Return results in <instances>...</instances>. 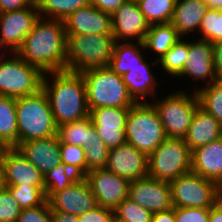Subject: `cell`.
<instances>
[{
	"instance_id": "6da1fadb",
	"label": "cell",
	"mask_w": 222,
	"mask_h": 222,
	"mask_svg": "<svg viewBox=\"0 0 222 222\" xmlns=\"http://www.w3.org/2000/svg\"><path fill=\"white\" fill-rule=\"evenodd\" d=\"M64 21L39 17L16 53L43 73L66 70Z\"/></svg>"
},
{
	"instance_id": "7a4b0ae2",
	"label": "cell",
	"mask_w": 222,
	"mask_h": 222,
	"mask_svg": "<svg viewBox=\"0 0 222 222\" xmlns=\"http://www.w3.org/2000/svg\"><path fill=\"white\" fill-rule=\"evenodd\" d=\"M42 89L57 126L89 116L86 87L81 73L69 70L46 72Z\"/></svg>"
},
{
	"instance_id": "3957f363",
	"label": "cell",
	"mask_w": 222,
	"mask_h": 222,
	"mask_svg": "<svg viewBox=\"0 0 222 222\" xmlns=\"http://www.w3.org/2000/svg\"><path fill=\"white\" fill-rule=\"evenodd\" d=\"M115 44L113 35H67L66 70L83 73L108 67Z\"/></svg>"
},
{
	"instance_id": "277c9868",
	"label": "cell",
	"mask_w": 222,
	"mask_h": 222,
	"mask_svg": "<svg viewBox=\"0 0 222 222\" xmlns=\"http://www.w3.org/2000/svg\"><path fill=\"white\" fill-rule=\"evenodd\" d=\"M16 112L18 145L57 135L58 126L43 89L35 94L16 98Z\"/></svg>"
},
{
	"instance_id": "5b68a950",
	"label": "cell",
	"mask_w": 222,
	"mask_h": 222,
	"mask_svg": "<svg viewBox=\"0 0 222 222\" xmlns=\"http://www.w3.org/2000/svg\"><path fill=\"white\" fill-rule=\"evenodd\" d=\"M85 82L87 106L130 108L136 102L130 96L122 75L110 67L91 69L81 73Z\"/></svg>"
},
{
	"instance_id": "8992f818",
	"label": "cell",
	"mask_w": 222,
	"mask_h": 222,
	"mask_svg": "<svg viewBox=\"0 0 222 222\" xmlns=\"http://www.w3.org/2000/svg\"><path fill=\"white\" fill-rule=\"evenodd\" d=\"M177 89L165 96L160 95L161 98L156 96L150 102L158 113L167 138H184L200 106L196 92Z\"/></svg>"
},
{
	"instance_id": "52a82bcc",
	"label": "cell",
	"mask_w": 222,
	"mask_h": 222,
	"mask_svg": "<svg viewBox=\"0 0 222 222\" xmlns=\"http://www.w3.org/2000/svg\"><path fill=\"white\" fill-rule=\"evenodd\" d=\"M126 142L149 156L166 138L157 111L150 102L135 103L126 120Z\"/></svg>"
},
{
	"instance_id": "ba28073f",
	"label": "cell",
	"mask_w": 222,
	"mask_h": 222,
	"mask_svg": "<svg viewBox=\"0 0 222 222\" xmlns=\"http://www.w3.org/2000/svg\"><path fill=\"white\" fill-rule=\"evenodd\" d=\"M192 150L183 138H166L148 156V176L171 182L191 172Z\"/></svg>"
},
{
	"instance_id": "9c48e42d",
	"label": "cell",
	"mask_w": 222,
	"mask_h": 222,
	"mask_svg": "<svg viewBox=\"0 0 222 222\" xmlns=\"http://www.w3.org/2000/svg\"><path fill=\"white\" fill-rule=\"evenodd\" d=\"M44 73L28 64L16 52L0 65V95L25 97L42 89Z\"/></svg>"
},
{
	"instance_id": "30bf717a",
	"label": "cell",
	"mask_w": 222,
	"mask_h": 222,
	"mask_svg": "<svg viewBox=\"0 0 222 222\" xmlns=\"http://www.w3.org/2000/svg\"><path fill=\"white\" fill-rule=\"evenodd\" d=\"M173 207L210 209L221 199V187L192 171L169 182Z\"/></svg>"
},
{
	"instance_id": "8fae6325",
	"label": "cell",
	"mask_w": 222,
	"mask_h": 222,
	"mask_svg": "<svg viewBox=\"0 0 222 222\" xmlns=\"http://www.w3.org/2000/svg\"><path fill=\"white\" fill-rule=\"evenodd\" d=\"M189 41L188 57L185 60L182 72L176 77L184 80L190 78L189 81L197 83L202 81L203 84H199V88L192 87V91L196 92L200 88L208 86L212 82L216 81L213 67V43L210 41L198 39L196 37L191 38ZM193 39V40H192ZM204 81V82H203ZM201 85V86H200Z\"/></svg>"
},
{
	"instance_id": "7c38bea8",
	"label": "cell",
	"mask_w": 222,
	"mask_h": 222,
	"mask_svg": "<svg viewBox=\"0 0 222 222\" xmlns=\"http://www.w3.org/2000/svg\"><path fill=\"white\" fill-rule=\"evenodd\" d=\"M0 169L2 186L32 185L44 192V175L17 148H4Z\"/></svg>"
},
{
	"instance_id": "4fadbf2b",
	"label": "cell",
	"mask_w": 222,
	"mask_h": 222,
	"mask_svg": "<svg viewBox=\"0 0 222 222\" xmlns=\"http://www.w3.org/2000/svg\"><path fill=\"white\" fill-rule=\"evenodd\" d=\"M84 177L99 206L114 210L128 197L130 181L106 168L91 170Z\"/></svg>"
},
{
	"instance_id": "5bb4252c",
	"label": "cell",
	"mask_w": 222,
	"mask_h": 222,
	"mask_svg": "<svg viewBox=\"0 0 222 222\" xmlns=\"http://www.w3.org/2000/svg\"><path fill=\"white\" fill-rule=\"evenodd\" d=\"M39 17L36 2L27 8L0 13V44L16 52Z\"/></svg>"
},
{
	"instance_id": "9a60e30c",
	"label": "cell",
	"mask_w": 222,
	"mask_h": 222,
	"mask_svg": "<svg viewBox=\"0 0 222 222\" xmlns=\"http://www.w3.org/2000/svg\"><path fill=\"white\" fill-rule=\"evenodd\" d=\"M149 27L136 0L125 1L112 14V34L116 42H144Z\"/></svg>"
},
{
	"instance_id": "2e32d148",
	"label": "cell",
	"mask_w": 222,
	"mask_h": 222,
	"mask_svg": "<svg viewBox=\"0 0 222 222\" xmlns=\"http://www.w3.org/2000/svg\"><path fill=\"white\" fill-rule=\"evenodd\" d=\"M128 198L152 213L173 208L169 182L150 176L130 181Z\"/></svg>"
},
{
	"instance_id": "e0dca14e",
	"label": "cell",
	"mask_w": 222,
	"mask_h": 222,
	"mask_svg": "<svg viewBox=\"0 0 222 222\" xmlns=\"http://www.w3.org/2000/svg\"><path fill=\"white\" fill-rule=\"evenodd\" d=\"M89 111L97 134L109 149L126 142V120L130 108L100 107Z\"/></svg>"
},
{
	"instance_id": "ac0fdd59",
	"label": "cell",
	"mask_w": 222,
	"mask_h": 222,
	"mask_svg": "<svg viewBox=\"0 0 222 222\" xmlns=\"http://www.w3.org/2000/svg\"><path fill=\"white\" fill-rule=\"evenodd\" d=\"M51 212L81 215L98 206L85 177H79L68 188L54 193L48 200Z\"/></svg>"
},
{
	"instance_id": "d6986e66",
	"label": "cell",
	"mask_w": 222,
	"mask_h": 222,
	"mask_svg": "<svg viewBox=\"0 0 222 222\" xmlns=\"http://www.w3.org/2000/svg\"><path fill=\"white\" fill-rule=\"evenodd\" d=\"M107 170L129 181L148 176V156L125 142L109 149Z\"/></svg>"
},
{
	"instance_id": "ffe728a7",
	"label": "cell",
	"mask_w": 222,
	"mask_h": 222,
	"mask_svg": "<svg viewBox=\"0 0 222 222\" xmlns=\"http://www.w3.org/2000/svg\"><path fill=\"white\" fill-rule=\"evenodd\" d=\"M66 35L112 34V14L89 4L72 12L65 20Z\"/></svg>"
},
{
	"instance_id": "44dd1931",
	"label": "cell",
	"mask_w": 222,
	"mask_h": 222,
	"mask_svg": "<svg viewBox=\"0 0 222 222\" xmlns=\"http://www.w3.org/2000/svg\"><path fill=\"white\" fill-rule=\"evenodd\" d=\"M144 59L139 65L131 68L129 72L122 75L123 82L127 86L128 93L136 103L151 102L156 96L160 95L158 77H156L153 68H157L156 59ZM155 66V67H153ZM152 67V68H151Z\"/></svg>"
},
{
	"instance_id": "7402d4cb",
	"label": "cell",
	"mask_w": 222,
	"mask_h": 222,
	"mask_svg": "<svg viewBox=\"0 0 222 222\" xmlns=\"http://www.w3.org/2000/svg\"><path fill=\"white\" fill-rule=\"evenodd\" d=\"M43 175L62 163L57 135L30 140L16 147Z\"/></svg>"
},
{
	"instance_id": "603a6c76",
	"label": "cell",
	"mask_w": 222,
	"mask_h": 222,
	"mask_svg": "<svg viewBox=\"0 0 222 222\" xmlns=\"http://www.w3.org/2000/svg\"><path fill=\"white\" fill-rule=\"evenodd\" d=\"M191 171L222 186V137L192 150Z\"/></svg>"
},
{
	"instance_id": "cb8c5ba5",
	"label": "cell",
	"mask_w": 222,
	"mask_h": 222,
	"mask_svg": "<svg viewBox=\"0 0 222 222\" xmlns=\"http://www.w3.org/2000/svg\"><path fill=\"white\" fill-rule=\"evenodd\" d=\"M207 10L208 6L205 0H176L170 23L181 38L188 36L190 38L191 35L197 37L201 20Z\"/></svg>"
},
{
	"instance_id": "d4e9b609",
	"label": "cell",
	"mask_w": 222,
	"mask_h": 222,
	"mask_svg": "<svg viewBox=\"0 0 222 222\" xmlns=\"http://www.w3.org/2000/svg\"><path fill=\"white\" fill-rule=\"evenodd\" d=\"M221 137L222 124L199 106L183 139L194 150Z\"/></svg>"
},
{
	"instance_id": "484cf974",
	"label": "cell",
	"mask_w": 222,
	"mask_h": 222,
	"mask_svg": "<svg viewBox=\"0 0 222 222\" xmlns=\"http://www.w3.org/2000/svg\"><path fill=\"white\" fill-rule=\"evenodd\" d=\"M145 51L144 42H116L108 67L117 74L123 75L145 59L147 56L144 55Z\"/></svg>"
},
{
	"instance_id": "4316f807",
	"label": "cell",
	"mask_w": 222,
	"mask_h": 222,
	"mask_svg": "<svg viewBox=\"0 0 222 222\" xmlns=\"http://www.w3.org/2000/svg\"><path fill=\"white\" fill-rule=\"evenodd\" d=\"M180 39V35L171 23L153 24L146 33L144 46L148 54L151 51L158 61Z\"/></svg>"
},
{
	"instance_id": "83f0119b",
	"label": "cell",
	"mask_w": 222,
	"mask_h": 222,
	"mask_svg": "<svg viewBox=\"0 0 222 222\" xmlns=\"http://www.w3.org/2000/svg\"><path fill=\"white\" fill-rule=\"evenodd\" d=\"M96 132L90 115L73 122L64 123L57 128L60 144H71L83 148L91 143Z\"/></svg>"
},
{
	"instance_id": "f1b7e54d",
	"label": "cell",
	"mask_w": 222,
	"mask_h": 222,
	"mask_svg": "<svg viewBox=\"0 0 222 222\" xmlns=\"http://www.w3.org/2000/svg\"><path fill=\"white\" fill-rule=\"evenodd\" d=\"M0 143L4 148L18 146L16 98L0 95Z\"/></svg>"
},
{
	"instance_id": "f546056e",
	"label": "cell",
	"mask_w": 222,
	"mask_h": 222,
	"mask_svg": "<svg viewBox=\"0 0 222 222\" xmlns=\"http://www.w3.org/2000/svg\"><path fill=\"white\" fill-rule=\"evenodd\" d=\"M190 38H181L171 49L158 60V70L170 75V80L176 78L183 70L185 60L188 57ZM172 77V78H171Z\"/></svg>"
},
{
	"instance_id": "4dcf8cb0",
	"label": "cell",
	"mask_w": 222,
	"mask_h": 222,
	"mask_svg": "<svg viewBox=\"0 0 222 222\" xmlns=\"http://www.w3.org/2000/svg\"><path fill=\"white\" fill-rule=\"evenodd\" d=\"M40 17L65 20L72 12L90 4L89 0H35Z\"/></svg>"
},
{
	"instance_id": "1f68e13d",
	"label": "cell",
	"mask_w": 222,
	"mask_h": 222,
	"mask_svg": "<svg viewBox=\"0 0 222 222\" xmlns=\"http://www.w3.org/2000/svg\"><path fill=\"white\" fill-rule=\"evenodd\" d=\"M150 25L170 23L176 0H136Z\"/></svg>"
},
{
	"instance_id": "d6a6232c",
	"label": "cell",
	"mask_w": 222,
	"mask_h": 222,
	"mask_svg": "<svg viewBox=\"0 0 222 222\" xmlns=\"http://www.w3.org/2000/svg\"><path fill=\"white\" fill-rule=\"evenodd\" d=\"M196 94L200 107L222 124V82L214 81Z\"/></svg>"
},
{
	"instance_id": "836d02e7",
	"label": "cell",
	"mask_w": 222,
	"mask_h": 222,
	"mask_svg": "<svg viewBox=\"0 0 222 222\" xmlns=\"http://www.w3.org/2000/svg\"><path fill=\"white\" fill-rule=\"evenodd\" d=\"M80 176L63 163L44 175V193L48 200L54 193L68 188Z\"/></svg>"
},
{
	"instance_id": "e575fe53",
	"label": "cell",
	"mask_w": 222,
	"mask_h": 222,
	"mask_svg": "<svg viewBox=\"0 0 222 222\" xmlns=\"http://www.w3.org/2000/svg\"><path fill=\"white\" fill-rule=\"evenodd\" d=\"M9 189L12 198L21 209H28L42 205L46 201L45 193L32 185L5 186Z\"/></svg>"
},
{
	"instance_id": "d590c367",
	"label": "cell",
	"mask_w": 222,
	"mask_h": 222,
	"mask_svg": "<svg viewBox=\"0 0 222 222\" xmlns=\"http://www.w3.org/2000/svg\"><path fill=\"white\" fill-rule=\"evenodd\" d=\"M200 34V35H199ZM199 36V37H198ZM196 38L216 43L222 41V11L208 9L202 18Z\"/></svg>"
},
{
	"instance_id": "8d00e7d4",
	"label": "cell",
	"mask_w": 222,
	"mask_h": 222,
	"mask_svg": "<svg viewBox=\"0 0 222 222\" xmlns=\"http://www.w3.org/2000/svg\"><path fill=\"white\" fill-rule=\"evenodd\" d=\"M153 213L125 198L115 209L114 218L119 222H151Z\"/></svg>"
},
{
	"instance_id": "74e56055",
	"label": "cell",
	"mask_w": 222,
	"mask_h": 222,
	"mask_svg": "<svg viewBox=\"0 0 222 222\" xmlns=\"http://www.w3.org/2000/svg\"><path fill=\"white\" fill-rule=\"evenodd\" d=\"M86 174L94 169L105 168L108 162L109 148L101 140V137L97 134L94 135V139L86 148Z\"/></svg>"
},
{
	"instance_id": "f35d334b",
	"label": "cell",
	"mask_w": 222,
	"mask_h": 222,
	"mask_svg": "<svg viewBox=\"0 0 222 222\" xmlns=\"http://www.w3.org/2000/svg\"><path fill=\"white\" fill-rule=\"evenodd\" d=\"M62 163L80 177L86 175V158L84 148L71 144H60Z\"/></svg>"
},
{
	"instance_id": "ab89813d",
	"label": "cell",
	"mask_w": 222,
	"mask_h": 222,
	"mask_svg": "<svg viewBox=\"0 0 222 222\" xmlns=\"http://www.w3.org/2000/svg\"><path fill=\"white\" fill-rule=\"evenodd\" d=\"M21 208L12 198L9 189L5 186L0 188V222L17 221Z\"/></svg>"
},
{
	"instance_id": "60d3db41",
	"label": "cell",
	"mask_w": 222,
	"mask_h": 222,
	"mask_svg": "<svg viewBox=\"0 0 222 222\" xmlns=\"http://www.w3.org/2000/svg\"><path fill=\"white\" fill-rule=\"evenodd\" d=\"M17 222H53L48 201L46 200L42 205L37 207L21 209Z\"/></svg>"
},
{
	"instance_id": "b9f144b4",
	"label": "cell",
	"mask_w": 222,
	"mask_h": 222,
	"mask_svg": "<svg viewBox=\"0 0 222 222\" xmlns=\"http://www.w3.org/2000/svg\"><path fill=\"white\" fill-rule=\"evenodd\" d=\"M210 209L175 207L176 222H208Z\"/></svg>"
},
{
	"instance_id": "7bdbcfd3",
	"label": "cell",
	"mask_w": 222,
	"mask_h": 222,
	"mask_svg": "<svg viewBox=\"0 0 222 222\" xmlns=\"http://www.w3.org/2000/svg\"><path fill=\"white\" fill-rule=\"evenodd\" d=\"M113 219L114 210L99 205L88 212L78 215L79 222H112Z\"/></svg>"
},
{
	"instance_id": "ee69618b",
	"label": "cell",
	"mask_w": 222,
	"mask_h": 222,
	"mask_svg": "<svg viewBox=\"0 0 222 222\" xmlns=\"http://www.w3.org/2000/svg\"><path fill=\"white\" fill-rule=\"evenodd\" d=\"M213 67L216 81L222 82V41L213 43Z\"/></svg>"
},
{
	"instance_id": "f6af8a7d",
	"label": "cell",
	"mask_w": 222,
	"mask_h": 222,
	"mask_svg": "<svg viewBox=\"0 0 222 222\" xmlns=\"http://www.w3.org/2000/svg\"><path fill=\"white\" fill-rule=\"evenodd\" d=\"M35 3V0H0V13L27 8Z\"/></svg>"
},
{
	"instance_id": "bcb514c9",
	"label": "cell",
	"mask_w": 222,
	"mask_h": 222,
	"mask_svg": "<svg viewBox=\"0 0 222 222\" xmlns=\"http://www.w3.org/2000/svg\"><path fill=\"white\" fill-rule=\"evenodd\" d=\"M90 4L104 12L113 14L127 0H89Z\"/></svg>"
},
{
	"instance_id": "7dc6e473",
	"label": "cell",
	"mask_w": 222,
	"mask_h": 222,
	"mask_svg": "<svg viewBox=\"0 0 222 222\" xmlns=\"http://www.w3.org/2000/svg\"><path fill=\"white\" fill-rule=\"evenodd\" d=\"M151 222H176L175 207L169 210L153 213Z\"/></svg>"
},
{
	"instance_id": "c3c4849f",
	"label": "cell",
	"mask_w": 222,
	"mask_h": 222,
	"mask_svg": "<svg viewBox=\"0 0 222 222\" xmlns=\"http://www.w3.org/2000/svg\"><path fill=\"white\" fill-rule=\"evenodd\" d=\"M208 222H222V198L210 208Z\"/></svg>"
},
{
	"instance_id": "681fc988",
	"label": "cell",
	"mask_w": 222,
	"mask_h": 222,
	"mask_svg": "<svg viewBox=\"0 0 222 222\" xmlns=\"http://www.w3.org/2000/svg\"><path fill=\"white\" fill-rule=\"evenodd\" d=\"M53 222H79L78 216L65 212H52Z\"/></svg>"
},
{
	"instance_id": "f907efd6",
	"label": "cell",
	"mask_w": 222,
	"mask_h": 222,
	"mask_svg": "<svg viewBox=\"0 0 222 222\" xmlns=\"http://www.w3.org/2000/svg\"><path fill=\"white\" fill-rule=\"evenodd\" d=\"M208 9L221 10L222 11V0H205Z\"/></svg>"
},
{
	"instance_id": "816d5d0a",
	"label": "cell",
	"mask_w": 222,
	"mask_h": 222,
	"mask_svg": "<svg viewBox=\"0 0 222 222\" xmlns=\"http://www.w3.org/2000/svg\"><path fill=\"white\" fill-rule=\"evenodd\" d=\"M12 52L0 44V65L9 57Z\"/></svg>"
},
{
	"instance_id": "f5cc1de1",
	"label": "cell",
	"mask_w": 222,
	"mask_h": 222,
	"mask_svg": "<svg viewBox=\"0 0 222 222\" xmlns=\"http://www.w3.org/2000/svg\"><path fill=\"white\" fill-rule=\"evenodd\" d=\"M3 150H4V147L0 143V155L2 154Z\"/></svg>"
},
{
	"instance_id": "db71d44e",
	"label": "cell",
	"mask_w": 222,
	"mask_h": 222,
	"mask_svg": "<svg viewBox=\"0 0 222 222\" xmlns=\"http://www.w3.org/2000/svg\"><path fill=\"white\" fill-rule=\"evenodd\" d=\"M2 187V177H1V169H0V188Z\"/></svg>"
},
{
	"instance_id": "11a10c76",
	"label": "cell",
	"mask_w": 222,
	"mask_h": 222,
	"mask_svg": "<svg viewBox=\"0 0 222 222\" xmlns=\"http://www.w3.org/2000/svg\"><path fill=\"white\" fill-rule=\"evenodd\" d=\"M112 222H119V221H117L115 218L112 220Z\"/></svg>"
}]
</instances>
